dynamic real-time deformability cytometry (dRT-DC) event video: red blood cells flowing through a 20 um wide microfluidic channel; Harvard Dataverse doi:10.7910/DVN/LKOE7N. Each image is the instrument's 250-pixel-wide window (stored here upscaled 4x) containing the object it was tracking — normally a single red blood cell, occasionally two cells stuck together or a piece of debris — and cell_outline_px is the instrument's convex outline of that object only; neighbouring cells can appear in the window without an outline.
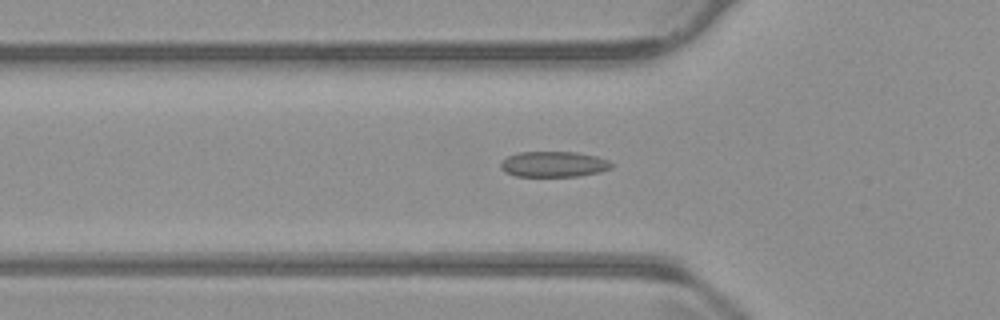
{"species": "common noctule bat (a hibernating species)", "species_latin": "Nyctalus noctula", "temperature_condition": "warm", "stored_images_in_passage": 55, "camera_frame_rate_fps": 3000, "um_per_image_px": 0.085, "animal": {"sex": "male", "body_mass_g": 23.1, "forearm_length_mm": 52.7}, "frame": {"image": 1, "passage_image": 18, "time_ms": 5.667, "image_size_px": [1000, 320], "cell_outline_px": [[612, 168], [600, 172], [576, 176], [516, 176], [504, 172], [500, 168], [500, 160], [508, 156], [520, 152], [576, 152], [596, 156], [608, 160], [612, 164]], "centroid_in_image_um": [47.03, 13.96], "position_along_channel_um": 78.8, "area_um2": 16.59}}
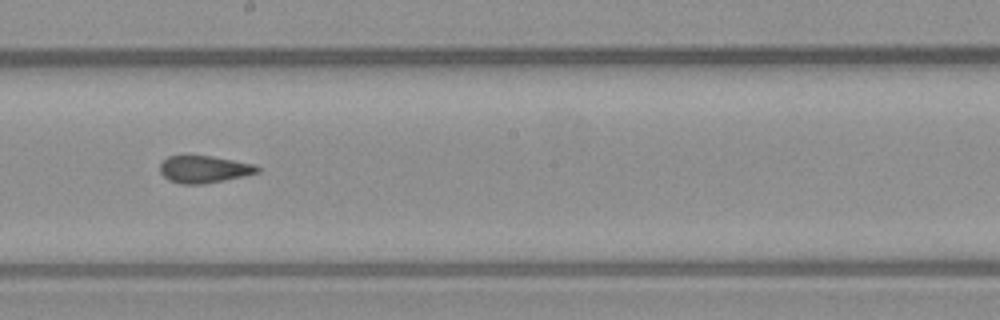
{"frame": {"image": 2, "passage_image": 30, "time_ms": 9.667, "image_size_px": [1000, 320], "cell_outline_px": [[260, 172], [244, 176], [204, 184], [180, 184], [168, 180], [160, 172], [160, 164], [168, 156], [212, 156], [256, 164], [260, 168]], "centroid_in_image_um": [17.37, 14.39], "position_along_channel_um": 230.8, "area_um2": 15.49}}
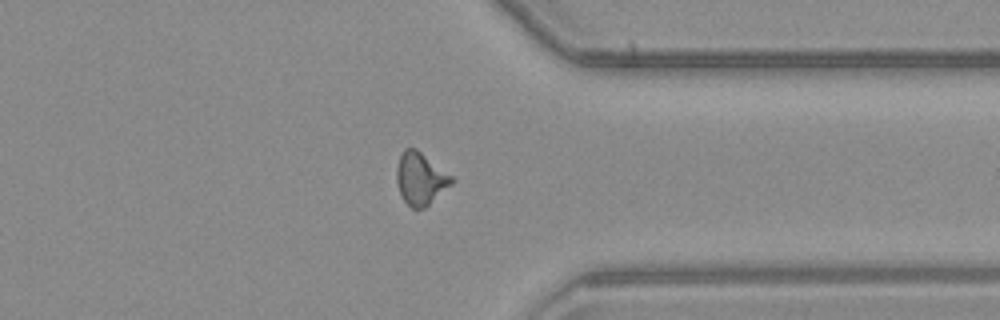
{"frame": {"image": 3, "passage_image": 42, "time_ms": 13.667, "image_size_px": [1000, 320], "cell_outline_px": [[456, 180], [452, 184], [424, 208], [412, 208], [404, 200], [400, 192], [396, 180], [396, 168], [400, 156], [404, 148], [416, 148], [452, 176]], "centroid_in_image_um": [35.74, 15.17], "position_along_channel_um": 375.7, "area_um2": 16.59}, "authors_computed_cell_mechanics": {"area_um2": 16.2418, "velocity_mm_per_s": 3.7751, "shape_relaxation_time_tau1_ms": null, "shape_relaxation_time_tau2_ms": 1.5589, "deformation_change_tau1": null, "deformation_change_tau2": 0.0908}}